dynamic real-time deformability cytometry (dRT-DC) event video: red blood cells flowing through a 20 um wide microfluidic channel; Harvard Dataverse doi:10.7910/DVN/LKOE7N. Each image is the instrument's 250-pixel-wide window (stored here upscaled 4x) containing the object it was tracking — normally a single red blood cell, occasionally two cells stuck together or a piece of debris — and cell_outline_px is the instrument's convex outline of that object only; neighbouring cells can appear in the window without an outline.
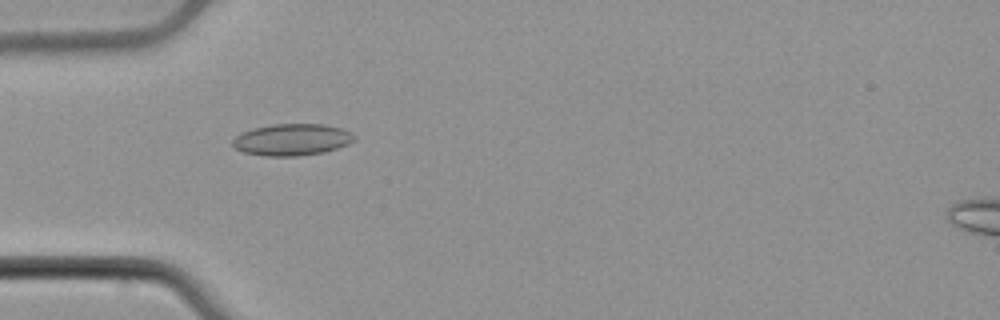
{"species": "common noctule bat (a hibernating species)", "species_latin": "Nyctalus noctula", "temperature_condition": "cold", "stored_images_in_passage": 34, "camera_frame_rate_fps": 3000, "um_per_image_px": 0.085, "animal": {"sex": "male", "body_mass_g": 21.5, "forearm_length_mm": 52.0}, "frame": {"image": 1, "passage_image": 5, "time_ms": 1.333, "image_size_px": [1000, 320], "cell_outline_px": [[356, 140], [348, 144], [324, 152], [296, 156], [264, 156], [244, 152], [236, 148], [232, 144], [232, 140], [240, 132], [252, 128], [272, 124], [324, 124], [340, 128], [352, 132], [356, 136]], "centroid_in_image_um": [24.82, 11.86], "position_along_channel_um": 60.2, "area_um2": 22.6}}
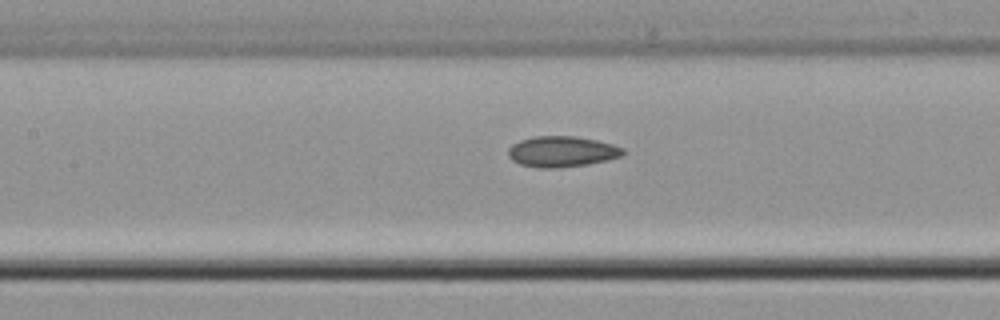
{"frame": {"image": 2, "passage_image": 13, "time_ms": 4.0, "image_size_px": [1000, 320], "cell_outline_px": [[628, 152], [620, 156], [608, 160], [588, 164], [556, 168], [540, 168], [520, 164], [512, 160], [508, 156], [508, 148], [512, 144], [520, 140], [532, 136], [576, 136], [596, 140], [612, 144], [624, 148]], "centroid_in_image_um": [47.76, 12.88], "position_along_channel_um": 159.6, "area_um2": 20.75}}
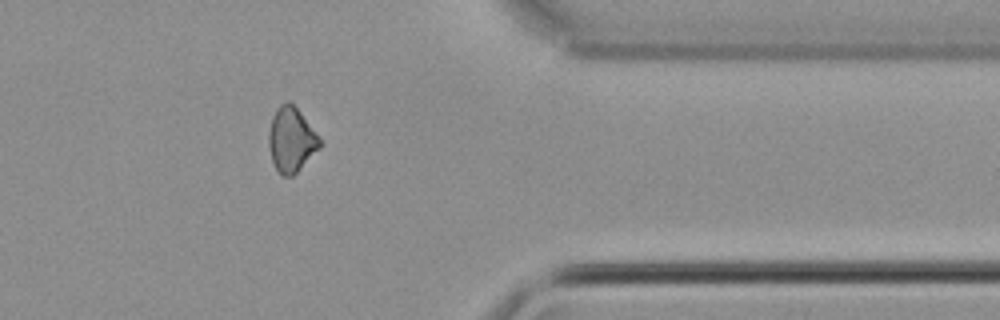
{"frame": {"image": 3, "passage_image": 32, "time_ms": 10.333, "image_size_px": [1000, 320], "cell_outline_px": [[320, 148], [292, 176], [280, 176], [272, 160], [268, 148], [268, 132], [272, 116], [276, 108], [280, 104], [288, 100], [300, 112], [320, 140]], "centroid_in_image_um": [24.71, 11.88], "position_along_channel_um": 386.7, "area_um2": 19.02}, "authors_computed_cell_mechanics": {"area_um2": 20.0855, "velocity_mm_per_s": 3.8462, "shape_relaxation_time_tau1_ms": null, "shape_relaxation_time_tau2_ms": 3.9691, "deformation_change_tau1": null, "deformation_change_tau2": 0.0783}}